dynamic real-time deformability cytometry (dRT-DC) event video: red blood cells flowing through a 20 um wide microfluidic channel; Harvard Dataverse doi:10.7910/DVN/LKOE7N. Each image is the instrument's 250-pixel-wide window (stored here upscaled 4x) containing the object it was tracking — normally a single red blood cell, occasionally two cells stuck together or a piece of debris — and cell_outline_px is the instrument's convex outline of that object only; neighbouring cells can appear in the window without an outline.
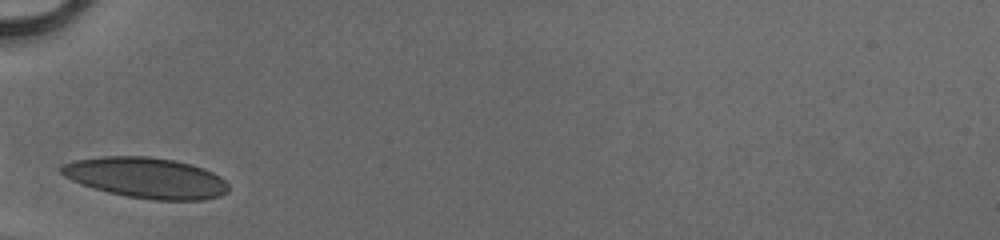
{"species": "human", "species_latin": "Homo sapiens", "temperature_condition": "cold", "stored_images_in_passage": 25, "camera_frame_rate_fps": 3000, "um_per_image_px": 0.085, "donor": {"sex": "male"}, "frame": {"image": 1, "passage_image": 1, "time_ms": 0.0, "image_size_px": [1000, 240], "cell_outline_px": [[228, 188], [220, 196], [204, 200], [152, 200], [128, 196], [108, 192], [72, 180], [64, 176], [60, 172], [60, 168], [64, 164], [72, 160], [100, 156], [148, 156], [172, 160], [192, 164], [204, 168], [220, 176], [228, 184]], "centroid_in_image_um": [12.43, 15.1], "position_along_channel_um": 72.6, "area_um2": 39.48}}
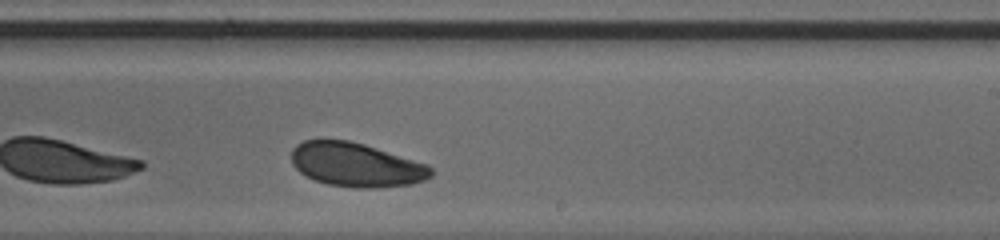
{"frame": {"image": 2, "passage_image": 15, "time_ms": 4.667, "image_size_px": [1000, 240], "cell_outline_px": [[432, 176], [424, 180], [412, 184], [376, 188], [352, 188], [328, 184], [316, 180], [300, 172], [292, 164], [292, 148], [296, 144], [304, 140], [348, 140], [364, 144], [428, 164], [432, 168]], "centroid_in_image_um": [30.28, 14.01], "position_along_channel_um": 258.7, "area_um2": 35.78}}
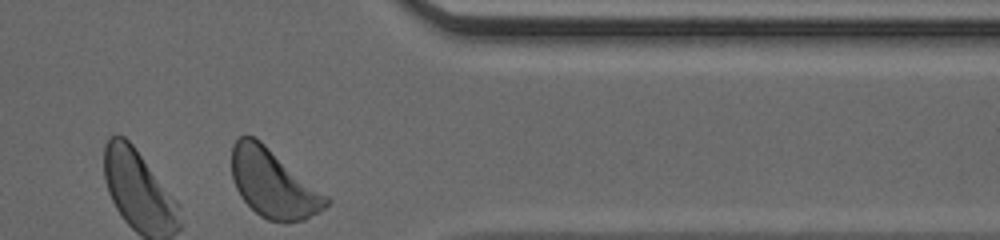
{"frame": {"image": 3, "passage_image": 25, "time_ms": 8.0, "image_size_px": [1000, 240], "cell_outline_px": [[332, 200], [324, 208], [304, 220], [284, 224], [268, 220], [260, 216], [240, 196], [236, 188], [232, 176], [232, 144], [240, 136], [252, 136], [260, 140], [328, 196]], "centroid_in_image_um": [23.23, 15.62], "position_along_channel_um": 388.2, "area_um2": 37.51}, "authors_computed_cell_mechanics": {"area_um2": 36.4718, "velocity_mm_per_s": 4.0475, "shape_relaxation_time_tau1_ms": 6.1996, "shape_relaxation_time_tau2_ms": null, "deformation_change_tau1": 0.1875, "deformation_change_tau2": null}}